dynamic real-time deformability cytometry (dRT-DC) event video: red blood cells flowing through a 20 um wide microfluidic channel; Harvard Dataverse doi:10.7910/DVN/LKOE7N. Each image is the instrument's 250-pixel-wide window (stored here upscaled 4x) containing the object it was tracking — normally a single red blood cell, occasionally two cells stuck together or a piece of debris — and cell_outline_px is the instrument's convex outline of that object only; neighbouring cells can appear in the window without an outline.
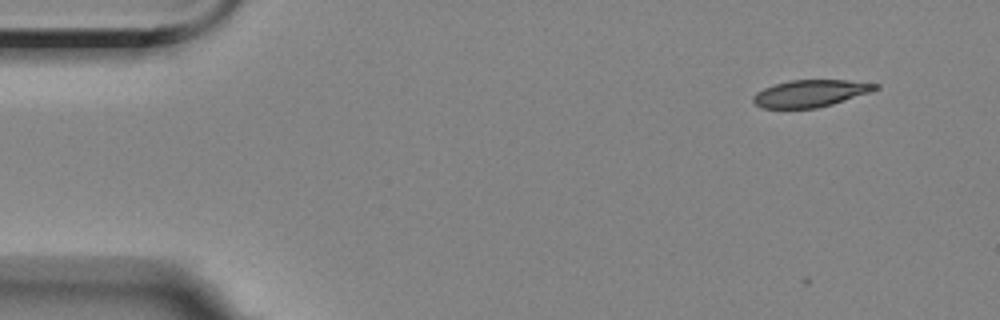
{"species": "Egyptian fruit bat (a non-hibernating species)", "species_latin": "Rousettus aegyptiacus", "temperature_condition": "room temperature", "stored_images_in_passage": 6, "segment_of_instrument_passage": [1, 2], "camera_frame_rate_fps": 3000, "um_per_image_px": 0.085, "animal": {"sex": "female"}, "frame": {"image": 1, "passage_image": 2, "time_ms": 1.0, "image_size_px": [1000, 320], "cell_outline_px": [[880, 88], [832, 104], [816, 108], [764, 108], [756, 104], [752, 100], [752, 96], [756, 92], [764, 88], [776, 84], [792, 80], [844, 80], [880, 84]], "centroid_in_image_um": [68.86, 7.93], "position_along_channel_um": 16.1, "area_um2": 18.96}}
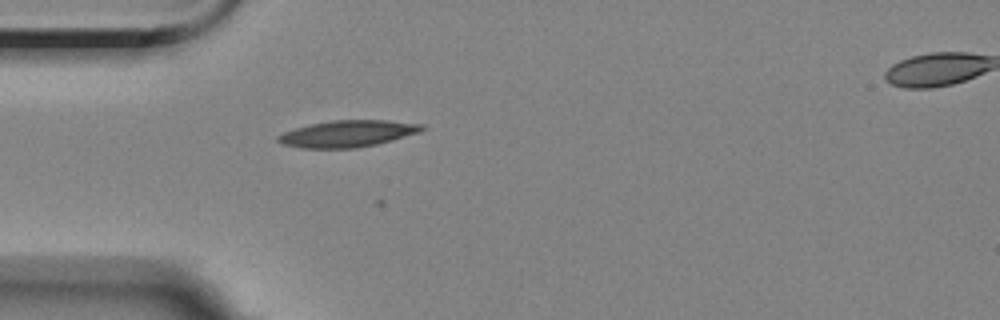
{"frame": {"image": 2, "passage_image": 5, "time_ms": 4.667, "image_size_px": [1000, 320], "cell_outline_px": [[428, 128], [420, 132], [376, 144], [356, 148], [300, 148], [280, 144], [276, 140], [276, 136], [284, 132], [308, 124], [332, 120], [388, 120], [424, 124]], "centroid_in_image_um": [29.54, 11.36], "position_along_channel_um": 55.5, "area_um2": 22.54}}